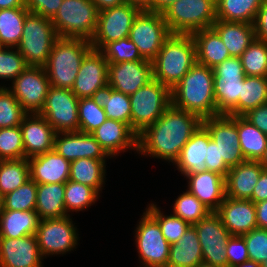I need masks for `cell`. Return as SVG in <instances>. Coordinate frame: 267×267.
Listing matches in <instances>:
<instances>
[{
	"label": "cell",
	"instance_id": "6da1fadb",
	"mask_svg": "<svg viewBox=\"0 0 267 267\" xmlns=\"http://www.w3.org/2000/svg\"><path fill=\"white\" fill-rule=\"evenodd\" d=\"M201 124L202 120L197 115L171 104L157 121L138 135L137 153L174 164Z\"/></svg>",
	"mask_w": 267,
	"mask_h": 267
},
{
	"label": "cell",
	"instance_id": "7a4b0ae2",
	"mask_svg": "<svg viewBox=\"0 0 267 267\" xmlns=\"http://www.w3.org/2000/svg\"><path fill=\"white\" fill-rule=\"evenodd\" d=\"M213 69L195 63L171 90L172 105L197 115L201 120L217 115Z\"/></svg>",
	"mask_w": 267,
	"mask_h": 267
},
{
	"label": "cell",
	"instance_id": "3957f363",
	"mask_svg": "<svg viewBox=\"0 0 267 267\" xmlns=\"http://www.w3.org/2000/svg\"><path fill=\"white\" fill-rule=\"evenodd\" d=\"M151 62L153 79L172 90L197 62L191 34H171Z\"/></svg>",
	"mask_w": 267,
	"mask_h": 267
},
{
	"label": "cell",
	"instance_id": "277c9868",
	"mask_svg": "<svg viewBox=\"0 0 267 267\" xmlns=\"http://www.w3.org/2000/svg\"><path fill=\"white\" fill-rule=\"evenodd\" d=\"M92 49L88 40L59 37L44 66L51 86L71 90L85 56Z\"/></svg>",
	"mask_w": 267,
	"mask_h": 267
},
{
	"label": "cell",
	"instance_id": "5b68a950",
	"mask_svg": "<svg viewBox=\"0 0 267 267\" xmlns=\"http://www.w3.org/2000/svg\"><path fill=\"white\" fill-rule=\"evenodd\" d=\"M98 12L92 0H63L51 21L58 37L91 41L97 28Z\"/></svg>",
	"mask_w": 267,
	"mask_h": 267
},
{
	"label": "cell",
	"instance_id": "8992f818",
	"mask_svg": "<svg viewBox=\"0 0 267 267\" xmlns=\"http://www.w3.org/2000/svg\"><path fill=\"white\" fill-rule=\"evenodd\" d=\"M131 129L139 135L172 104L171 90L153 79L129 96Z\"/></svg>",
	"mask_w": 267,
	"mask_h": 267
},
{
	"label": "cell",
	"instance_id": "52a82bcc",
	"mask_svg": "<svg viewBox=\"0 0 267 267\" xmlns=\"http://www.w3.org/2000/svg\"><path fill=\"white\" fill-rule=\"evenodd\" d=\"M162 15L171 34H193L217 20L215 0H177Z\"/></svg>",
	"mask_w": 267,
	"mask_h": 267
},
{
	"label": "cell",
	"instance_id": "ba28073f",
	"mask_svg": "<svg viewBox=\"0 0 267 267\" xmlns=\"http://www.w3.org/2000/svg\"><path fill=\"white\" fill-rule=\"evenodd\" d=\"M58 38L51 19L29 12L25 17L22 38L16 48L28 66L44 67Z\"/></svg>",
	"mask_w": 267,
	"mask_h": 267
},
{
	"label": "cell",
	"instance_id": "9c48e42d",
	"mask_svg": "<svg viewBox=\"0 0 267 267\" xmlns=\"http://www.w3.org/2000/svg\"><path fill=\"white\" fill-rule=\"evenodd\" d=\"M217 115L239 116V95L245 72L238 57H230L213 68Z\"/></svg>",
	"mask_w": 267,
	"mask_h": 267
},
{
	"label": "cell",
	"instance_id": "30bf717a",
	"mask_svg": "<svg viewBox=\"0 0 267 267\" xmlns=\"http://www.w3.org/2000/svg\"><path fill=\"white\" fill-rule=\"evenodd\" d=\"M170 35L161 13L140 11L134 19L129 39L137 46L143 59L152 61Z\"/></svg>",
	"mask_w": 267,
	"mask_h": 267
},
{
	"label": "cell",
	"instance_id": "8fae6325",
	"mask_svg": "<svg viewBox=\"0 0 267 267\" xmlns=\"http://www.w3.org/2000/svg\"><path fill=\"white\" fill-rule=\"evenodd\" d=\"M135 229L139 259L144 267H167L170 244L158 222L145 210Z\"/></svg>",
	"mask_w": 267,
	"mask_h": 267
},
{
	"label": "cell",
	"instance_id": "7c38bea8",
	"mask_svg": "<svg viewBox=\"0 0 267 267\" xmlns=\"http://www.w3.org/2000/svg\"><path fill=\"white\" fill-rule=\"evenodd\" d=\"M74 226L70 215L39 221L35 236L43 258L63 255L76 249L79 236L77 226Z\"/></svg>",
	"mask_w": 267,
	"mask_h": 267
},
{
	"label": "cell",
	"instance_id": "4fadbf2b",
	"mask_svg": "<svg viewBox=\"0 0 267 267\" xmlns=\"http://www.w3.org/2000/svg\"><path fill=\"white\" fill-rule=\"evenodd\" d=\"M79 98L70 89L50 87L39 112L56 133L79 131Z\"/></svg>",
	"mask_w": 267,
	"mask_h": 267
},
{
	"label": "cell",
	"instance_id": "5bb4252c",
	"mask_svg": "<svg viewBox=\"0 0 267 267\" xmlns=\"http://www.w3.org/2000/svg\"><path fill=\"white\" fill-rule=\"evenodd\" d=\"M140 10L126 2L98 12L97 28L90 41L92 48L101 50L107 43L129 37L134 19Z\"/></svg>",
	"mask_w": 267,
	"mask_h": 267
},
{
	"label": "cell",
	"instance_id": "9a60e30c",
	"mask_svg": "<svg viewBox=\"0 0 267 267\" xmlns=\"http://www.w3.org/2000/svg\"><path fill=\"white\" fill-rule=\"evenodd\" d=\"M8 89L28 113H39L43 108L51 84L41 66H28Z\"/></svg>",
	"mask_w": 267,
	"mask_h": 267
},
{
	"label": "cell",
	"instance_id": "2e32d148",
	"mask_svg": "<svg viewBox=\"0 0 267 267\" xmlns=\"http://www.w3.org/2000/svg\"><path fill=\"white\" fill-rule=\"evenodd\" d=\"M211 139L217 144L219 158L231 168L246 161L239 143L237 116L219 114L202 120Z\"/></svg>",
	"mask_w": 267,
	"mask_h": 267
},
{
	"label": "cell",
	"instance_id": "e0dca14e",
	"mask_svg": "<svg viewBox=\"0 0 267 267\" xmlns=\"http://www.w3.org/2000/svg\"><path fill=\"white\" fill-rule=\"evenodd\" d=\"M201 245L203 263L218 267H228L226 244L231 234L215 212L193 225Z\"/></svg>",
	"mask_w": 267,
	"mask_h": 267
},
{
	"label": "cell",
	"instance_id": "ac0fdd59",
	"mask_svg": "<svg viewBox=\"0 0 267 267\" xmlns=\"http://www.w3.org/2000/svg\"><path fill=\"white\" fill-rule=\"evenodd\" d=\"M153 80L152 62L148 60L108 63V84L128 96Z\"/></svg>",
	"mask_w": 267,
	"mask_h": 267
},
{
	"label": "cell",
	"instance_id": "d6986e66",
	"mask_svg": "<svg viewBox=\"0 0 267 267\" xmlns=\"http://www.w3.org/2000/svg\"><path fill=\"white\" fill-rule=\"evenodd\" d=\"M107 84L108 61L100 50L92 49L85 56L71 90L79 99L91 98Z\"/></svg>",
	"mask_w": 267,
	"mask_h": 267
},
{
	"label": "cell",
	"instance_id": "ffe728a7",
	"mask_svg": "<svg viewBox=\"0 0 267 267\" xmlns=\"http://www.w3.org/2000/svg\"><path fill=\"white\" fill-rule=\"evenodd\" d=\"M43 259L35 235L0 237V267H43Z\"/></svg>",
	"mask_w": 267,
	"mask_h": 267
},
{
	"label": "cell",
	"instance_id": "44dd1931",
	"mask_svg": "<svg viewBox=\"0 0 267 267\" xmlns=\"http://www.w3.org/2000/svg\"><path fill=\"white\" fill-rule=\"evenodd\" d=\"M231 236H243L257 227L256 206L251 200L225 197L215 211Z\"/></svg>",
	"mask_w": 267,
	"mask_h": 267
},
{
	"label": "cell",
	"instance_id": "7402d4cb",
	"mask_svg": "<svg viewBox=\"0 0 267 267\" xmlns=\"http://www.w3.org/2000/svg\"><path fill=\"white\" fill-rule=\"evenodd\" d=\"M25 158L54 149L56 131L39 113H28L20 124Z\"/></svg>",
	"mask_w": 267,
	"mask_h": 267
},
{
	"label": "cell",
	"instance_id": "603a6c76",
	"mask_svg": "<svg viewBox=\"0 0 267 267\" xmlns=\"http://www.w3.org/2000/svg\"><path fill=\"white\" fill-rule=\"evenodd\" d=\"M54 149L69 162L80 158H111L91 133H56Z\"/></svg>",
	"mask_w": 267,
	"mask_h": 267
},
{
	"label": "cell",
	"instance_id": "cb8c5ba5",
	"mask_svg": "<svg viewBox=\"0 0 267 267\" xmlns=\"http://www.w3.org/2000/svg\"><path fill=\"white\" fill-rule=\"evenodd\" d=\"M91 134L111 158L126 149L138 152V135L126 123L107 118Z\"/></svg>",
	"mask_w": 267,
	"mask_h": 267
},
{
	"label": "cell",
	"instance_id": "d4e9b609",
	"mask_svg": "<svg viewBox=\"0 0 267 267\" xmlns=\"http://www.w3.org/2000/svg\"><path fill=\"white\" fill-rule=\"evenodd\" d=\"M30 179L37 184L65 183L70 177V162L55 149L28 158Z\"/></svg>",
	"mask_w": 267,
	"mask_h": 267
},
{
	"label": "cell",
	"instance_id": "484cf974",
	"mask_svg": "<svg viewBox=\"0 0 267 267\" xmlns=\"http://www.w3.org/2000/svg\"><path fill=\"white\" fill-rule=\"evenodd\" d=\"M188 191L211 212H215L226 197L225 177L213 171L185 174Z\"/></svg>",
	"mask_w": 267,
	"mask_h": 267
},
{
	"label": "cell",
	"instance_id": "4316f807",
	"mask_svg": "<svg viewBox=\"0 0 267 267\" xmlns=\"http://www.w3.org/2000/svg\"><path fill=\"white\" fill-rule=\"evenodd\" d=\"M263 167L259 161H244L231 167L225 177L226 196L250 200Z\"/></svg>",
	"mask_w": 267,
	"mask_h": 267
},
{
	"label": "cell",
	"instance_id": "83f0119b",
	"mask_svg": "<svg viewBox=\"0 0 267 267\" xmlns=\"http://www.w3.org/2000/svg\"><path fill=\"white\" fill-rule=\"evenodd\" d=\"M210 140L209 132L201 124L184 145L174 163L182 175L207 171L205 157L207 156V145Z\"/></svg>",
	"mask_w": 267,
	"mask_h": 267
},
{
	"label": "cell",
	"instance_id": "f1b7e54d",
	"mask_svg": "<svg viewBox=\"0 0 267 267\" xmlns=\"http://www.w3.org/2000/svg\"><path fill=\"white\" fill-rule=\"evenodd\" d=\"M212 28L218 33L231 57H240L256 38L253 24L216 20Z\"/></svg>",
	"mask_w": 267,
	"mask_h": 267
},
{
	"label": "cell",
	"instance_id": "f546056e",
	"mask_svg": "<svg viewBox=\"0 0 267 267\" xmlns=\"http://www.w3.org/2000/svg\"><path fill=\"white\" fill-rule=\"evenodd\" d=\"M196 47L197 63L211 69L230 58V54L218 33L211 27L191 34Z\"/></svg>",
	"mask_w": 267,
	"mask_h": 267
},
{
	"label": "cell",
	"instance_id": "4dcf8cb0",
	"mask_svg": "<svg viewBox=\"0 0 267 267\" xmlns=\"http://www.w3.org/2000/svg\"><path fill=\"white\" fill-rule=\"evenodd\" d=\"M201 263L203 255L198 234L190 225L177 242L170 244L167 267H196Z\"/></svg>",
	"mask_w": 267,
	"mask_h": 267
},
{
	"label": "cell",
	"instance_id": "1f68e13d",
	"mask_svg": "<svg viewBox=\"0 0 267 267\" xmlns=\"http://www.w3.org/2000/svg\"><path fill=\"white\" fill-rule=\"evenodd\" d=\"M39 221L35 210H0V237L15 239L35 235Z\"/></svg>",
	"mask_w": 267,
	"mask_h": 267
},
{
	"label": "cell",
	"instance_id": "d6a6232c",
	"mask_svg": "<svg viewBox=\"0 0 267 267\" xmlns=\"http://www.w3.org/2000/svg\"><path fill=\"white\" fill-rule=\"evenodd\" d=\"M65 183L37 184L35 211L40 220L68 216L64 204Z\"/></svg>",
	"mask_w": 267,
	"mask_h": 267
},
{
	"label": "cell",
	"instance_id": "836d02e7",
	"mask_svg": "<svg viewBox=\"0 0 267 267\" xmlns=\"http://www.w3.org/2000/svg\"><path fill=\"white\" fill-rule=\"evenodd\" d=\"M104 108L106 117L128 124L131 127L129 96L114 90L109 84L98 89L91 97Z\"/></svg>",
	"mask_w": 267,
	"mask_h": 267
},
{
	"label": "cell",
	"instance_id": "e575fe53",
	"mask_svg": "<svg viewBox=\"0 0 267 267\" xmlns=\"http://www.w3.org/2000/svg\"><path fill=\"white\" fill-rule=\"evenodd\" d=\"M106 159L80 158L70 162L69 180L90 186L99 194L105 184Z\"/></svg>",
	"mask_w": 267,
	"mask_h": 267
},
{
	"label": "cell",
	"instance_id": "d590c367",
	"mask_svg": "<svg viewBox=\"0 0 267 267\" xmlns=\"http://www.w3.org/2000/svg\"><path fill=\"white\" fill-rule=\"evenodd\" d=\"M240 148L245 160L260 161L267 148V135L244 116H237Z\"/></svg>",
	"mask_w": 267,
	"mask_h": 267
},
{
	"label": "cell",
	"instance_id": "8d00e7d4",
	"mask_svg": "<svg viewBox=\"0 0 267 267\" xmlns=\"http://www.w3.org/2000/svg\"><path fill=\"white\" fill-rule=\"evenodd\" d=\"M263 0H215L216 19L253 24Z\"/></svg>",
	"mask_w": 267,
	"mask_h": 267
},
{
	"label": "cell",
	"instance_id": "74e56055",
	"mask_svg": "<svg viewBox=\"0 0 267 267\" xmlns=\"http://www.w3.org/2000/svg\"><path fill=\"white\" fill-rule=\"evenodd\" d=\"M28 13L26 7L0 9V43L3 47L16 48L18 46Z\"/></svg>",
	"mask_w": 267,
	"mask_h": 267
},
{
	"label": "cell",
	"instance_id": "f35d334b",
	"mask_svg": "<svg viewBox=\"0 0 267 267\" xmlns=\"http://www.w3.org/2000/svg\"><path fill=\"white\" fill-rule=\"evenodd\" d=\"M30 180L27 158L20 160H0V195L14 191Z\"/></svg>",
	"mask_w": 267,
	"mask_h": 267
},
{
	"label": "cell",
	"instance_id": "ab89813d",
	"mask_svg": "<svg viewBox=\"0 0 267 267\" xmlns=\"http://www.w3.org/2000/svg\"><path fill=\"white\" fill-rule=\"evenodd\" d=\"M267 103V77L245 76L239 95V116Z\"/></svg>",
	"mask_w": 267,
	"mask_h": 267
},
{
	"label": "cell",
	"instance_id": "60d3db41",
	"mask_svg": "<svg viewBox=\"0 0 267 267\" xmlns=\"http://www.w3.org/2000/svg\"><path fill=\"white\" fill-rule=\"evenodd\" d=\"M99 193L90 186L67 180L65 182L64 204L66 213L79 212L95 204Z\"/></svg>",
	"mask_w": 267,
	"mask_h": 267
},
{
	"label": "cell",
	"instance_id": "b9f144b4",
	"mask_svg": "<svg viewBox=\"0 0 267 267\" xmlns=\"http://www.w3.org/2000/svg\"><path fill=\"white\" fill-rule=\"evenodd\" d=\"M246 76L267 77V43L257 38L239 57Z\"/></svg>",
	"mask_w": 267,
	"mask_h": 267
},
{
	"label": "cell",
	"instance_id": "7bdbcfd3",
	"mask_svg": "<svg viewBox=\"0 0 267 267\" xmlns=\"http://www.w3.org/2000/svg\"><path fill=\"white\" fill-rule=\"evenodd\" d=\"M173 205V215L180 217L189 225L197 224L211 211L188 190L180 194Z\"/></svg>",
	"mask_w": 267,
	"mask_h": 267
},
{
	"label": "cell",
	"instance_id": "ee69618b",
	"mask_svg": "<svg viewBox=\"0 0 267 267\" xmlns=\"http://www.w3.org/2000/svg\"><path fill=\"white\" fill-rule=\"evenodd\" d=\"M36 196L37 183L30 179L25 184L2 197V207L0 210H35Z\"/></svg>",
	"mask_w": 267,
	"mask_h": 267
},
{
	"label": "cell",
	"instance_id": "f6af8a7d",
	"mask_svg": "<svg viewBox=\"0 0 267 267\" xmlns=\"http://www.w3.org/2000/svg\"><path fill=\"white\" fill-rule=\"evenodd\" d=\"M27 114L8 87L0 85V128L20 126Z\"/></svg>",
	"mask_w": 267,
	"mask_h": 267
},
{
	"label": "cell",
	"instance_id": "bcb514c9",
	"mask_svg": "<svg viewBox=\"0 0 267 267\" xmlns=\"http://www.w3.org/2000/svg\"><path fill=\"white\" fill-rule=\"evenodd\" d=\"M146 211L158 222L162 234L169 244L177 242L190 226L178 216L173 214L165 215L157 204L150 203Z\"/></svg>",
	"mask_w": 267,
	"mask_h": 267
},
{
	"label": "cell",
	"instance_id": "7dc6e473",
	"mask_svg": "<svg viewBox=\"0 0 267 267\" xmlns=\"http://www.w3.org/2000/svg\"><path fill=\"white\" fill-rule=\"evenodd\" d=\"M79 131L92 133L107 119L104 108L92 98H81L78 103Z\"/></svg>",
	"mask_w": 267,
	"mask_h": 267
},
{
	"label": "cell",
	"instance_id": "c3c4849f",
	"mask_svg": "<svg viewBox=\"0 0 267 267\" xmlns=\"http://www.w3.org/2000/svg\"><path fill=\"white\" fill-rule=\"evenodd\" d=\"M100 51L108 63L117 64L126 61L145 60L141 57L137 46L129 39V37L111 41Z\"/></svg>",
	"mask_w": 267,
	"mask_h": 267
},
{
	"label": "cell",
	"instance_id": "681fc988",
	"mask_svg": "<svg viewBox=\"0 0 267 267\" xmlns=\"http://www.w3.org/2000/svg\"><path fill=\"white\" fill-rule=\"evenodd\" d=\"M25 158L21 127L0 128V160Z\"/></svg>",
	"mask_w": 267,
	"mask_h": 267
},
{
	"label": "cell",
	"instance_id": "f907efd6",
	"mask_svg": "<svg viewBox=\"0 0 267 267\" xmlns=\"http://www.w3.org/2000/svg\"><path fill=\"white\" fill-rule=\"evenodd\" d=\"M27 67L23 55L17 48L3 47L0 50V79L13 81Z\"/></svg>",
	"mask_w": 267,
	"mask_h": 267
},
{
	"label": "cell",
	"instance_id": "816d5d0a",
	"mask_svg": "<svg viewBox=\"0 0 267 267\" xmlns=\"http://www.w3.org/2000/svg\"><path fill=\"white\" fill-rule=\"evenodd\" d=\"M249 260L262 264L267 260V230L256 228L242 236Z\"/></svg>",
	"mask_w": 267,
	"mask_h": 267
},
{
	"label": "cell",
	"instance_id": "f5cc1de1",
	"mask_svg": "<svg viewBox=\"0 0 267 267\" xmlns=\"http://www.w3.org/2000/svg\"><path fill=\"white\" fill-rule=\"evenodd\" d=\"M228 267L239 265L249 260L247 246L242 236H230L226 244Z\"/></svg>",
	"mask_w": 267,
	"mask_h": 267
},
{
	"label": "cell",
	"instance_id": "db71d44e",
	"mask_svg": "<svg viewBox=\"0 0 267 267\" xmlns=\"http://www.w3.org/2000/svg\"><path fill=\"white\" fill-rule=\"evenodd\" d=\"M63 0H25V7L30 13L52 19Z\"/></svg>",
	"mask_w": 267,
	"mask_h": 267
},
{
	"label": "cell",
	"instance_id": "11a10c76",
	"mask_svg": "<svg viewBox=\"0 0 267 267\" xmlns=\"http://www.w3.org/2000/svg\"><path fill=\"white\" fill-rule=\"evenodd\" d=\"M205 165L207 171L219 173L226 177L229 167L225 164L223 159L219 158L217 144L211 139L207 145V156L205 157Z\"/></svg>",
	"mask_w": 267,
	"mask_h": 267
},
{
	"label": "cell",
	"instance_id": "9f6ffc18",
	"mask_svg": "<svg viewBox=\"0 0 267 267\" xmlns=\"http://www.w3.org/2000/svg\"><path fill=\"white\" fill-rule=\"evenodd\" d=\"M253 27L257 39L267 43V0H263L255 17Z\"/></svg>",
	"mask_w": 267,
	"mask_h": 267
},
{
	"label": "cell",
	"instance_id": "6f0895ef",
	"mask_svg": "<svg viewBox=\"0 0 267 267\" xmlns=\"http://www.w3.org/2000/svg\"><path fill=\"white\" fill-rule=\"evenodd\" d=\"M244 117L267 135V103L250 110Z\"/></svg>",
	"mask_w": 267,
	"mask_h": 267
},
{
	"label": "cell",
	"instance_id": "680465c9",
	"mask_svg": "<svg viewBox=\"0 0 267 267\" xmlns=\"http://www.w3.org/2000/svg\"><path fill=\"white\" fill-rule=\"evenodd\" d=\"M254 203L267 200V171H262L250 199Z\"/></svg>",
	"mask_w": 267,
	"mask_h": 267
},
{
	"label": "cell",
	"instance_id": "91938a15",
	"mask_svg": "<svg viewBox=\"0 0 267 267\" xmlns=\"http://www.w3.org/2000/svg\"><path fill=\"white\" fill-rule=\"evenodd\" d=\"M257 227L267 230V200L255 203Z\"/></svg>",
	"mask_w": 267,
	"mask_h": 267
},
{
	"label": "cell",
	"instance_id": "94428289",
	"mask_svg": "<svg viewBox=\"0 0 267 267\" xmlns=\"http://www.w3.org/2000/svg\"><path fill=\"white\" fill-rule=\"evenodd\" d=\"M177 0H151V12L163 13Z\"/></svg>",
	"mask_w": 267,
	"mask_h": 267
},
{
	"label": "cell",
	"instance_id": "6125c7cd",
	"mask_svg": "<svg viewBox=\"0 0 267 267\" xmlns=\"http://www.w3.org/2000/svg\"><path fill=\"white\" fill-rule=\"evenodd\" d=\"M98 11L122 5L125 0H92Z\"/></svg>",
	"mask_w": 267,
	"mask_h": 267
},
{
	"label": "cell",
	"instance_id": "be15d7a7",
	"mask_svg": "<svg viewBox=\"0 0 267 267\" xmlns=\"http://www.w3.org/2000/svg\"><path fill=\"white\" fill-rule=\"evenodd\" d=\"M125 2L140 11H151V0H125Z\"/></svg>",
	"mask_w": 267,
	"mask_h": 267
},
{
	"label": "cell",
	"instance_id": "e7e4bbea",
	"mask_svg": "<svg viewBox=\"0 0 267 267\" xmlns=\"http://www.w3.org/2000/svg\"><path fill=\"white\" fill-rule=\"evenodd\" d=\"M25 7V0H0V9Z\"/></svg>",
	"mask_w": 267,
	"mask_h": 267
},
{
	"label": "cell",
	"instance_id": "03108f58",
	"mask_svg": "<svg viewBox=\"0 0 267 267\" xmlns=\"http://www.w3.org/2000/svg\"><path fill=\"white\" fill-rule=\"evenodd\" d=\"M233 267H261V265L254 262V261L248 260L246 262H243V263L236 265V266H233Z\"/></svg>",
	"mask_w": 267,
	"mask_h": 267
},
{
	"label": "cell",
	"instance_id": "003e7915",
	"mask_svg": "<svg viewBox=\"0 0 267 267\" xmlns=\"http://www.w3.org/2000/svg\"><path fill=\"white\" fill-rule=\"evenodd\" d=\"M259 163L263 167L264 171H267V148L264 152L263 157L260 159Z\"/></svg>",
	"mask_w": 267,
	"mask_h": 267
},
{
	"label": "cell",
	"instance_id": "a7ac6f4b",
	"mask_svg": "<svg viewBox=\"0 0 267 267\" xmlns=\"http://www.w3.org/2000/svg\"><path fill=\"white\" fill-rule=\"evenodd\" d=\"M196 267H218V266H213V265H208V264H205V263H201V264L197 265Z\"/></svg>",
	"mask_w": 267,
	"mask_h": 267
},
{
	"label": "cell",
	"instance_id": "89a4df30",
	"mask_svg": "<svg viewBox=\"0 0 267 267\" xmlns=\"http://www.w3.org/2000/svg\"><path fill=\"white\" fill-rule=\"evenodd\" d=\"M261 267H267V260L261 264Z\"/></svg>",
	"mask_w": 267,
	"mask_h": 267
},
{
	"label": "cell",
	"instance_id": "2644e50d",
	"mask_svg": "<svg viewBox=\"0 0 267 267\" xmlns=\"http://www.w3.org/2000/svg\"><path fill=\"white\" fill-rule=\"evenodd\" d=\"M2 207V196L0 195V208Z\"/></svg>",
	"mask_w": 267,
	"mask_h": 267
}]
</instances>
